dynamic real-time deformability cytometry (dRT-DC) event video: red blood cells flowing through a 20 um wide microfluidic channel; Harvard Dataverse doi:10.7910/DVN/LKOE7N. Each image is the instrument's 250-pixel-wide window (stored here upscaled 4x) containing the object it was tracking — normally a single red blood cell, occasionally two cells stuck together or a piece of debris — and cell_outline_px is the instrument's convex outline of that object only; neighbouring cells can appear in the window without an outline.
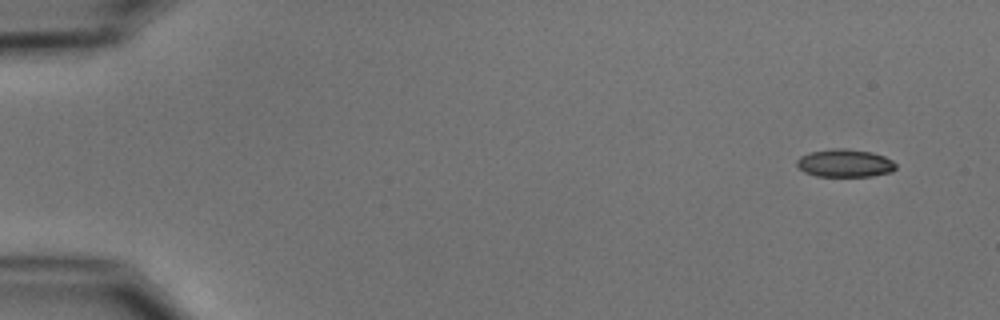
{"species": "common noctule bat (a hibernating species)", "species_latin": "Nyctalus noctula", "temperature_condition": "cold", "stored_images_in_passage": 4, "camera_frame_rate_fps": 3000, "um_per_image_px": 0.085, "animal": {"sex": "male", "body_mass_g": 15.6}, "frame": {"image": 1, "passage_image": 1, "time_ms": 0.0, "image_size_px": [1000, 320], "cell_outline_px": [[896, 168], [892, 172], [872, 176], [816, 176], [804, 172], [796, 164], [796, 160], [800, 156], [808, 152], [832, 148], [844, 148], [872, 152], [884, 156], [892, 160], [896, 164]], "centroid_in_image_um": [71.8, 13.86], "position_along_channel_um": 13.2, "area_um2": 16.24}}
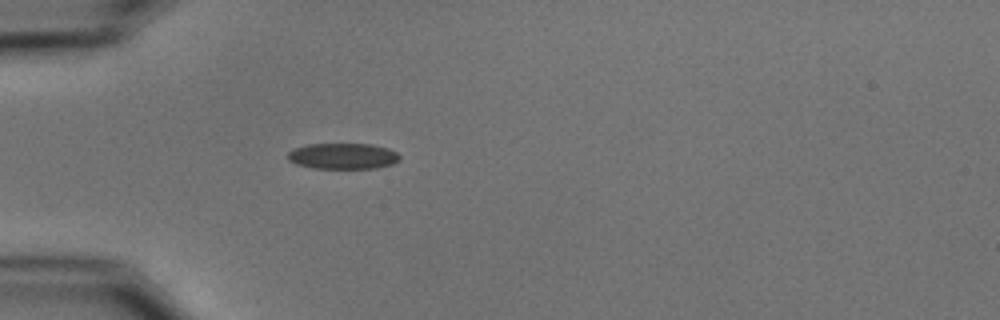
{"frame": {"image": 2, "passage_image": 4, "time_ms": 4.333, "image_size_px": [1000, 320], "cell_outline_px": [[400, 160], [392, 164], [376, 168], [312, 168], [296, 164], [288, 160], [288, 152], [296, 148], [308, 144], [372, 144], [388, 148], [396, 152], [400, 156]], "centroid_in_image_um": [29.16, 13.27], "position_along_channel_um": 55.8, "area_um2": 16.88}}